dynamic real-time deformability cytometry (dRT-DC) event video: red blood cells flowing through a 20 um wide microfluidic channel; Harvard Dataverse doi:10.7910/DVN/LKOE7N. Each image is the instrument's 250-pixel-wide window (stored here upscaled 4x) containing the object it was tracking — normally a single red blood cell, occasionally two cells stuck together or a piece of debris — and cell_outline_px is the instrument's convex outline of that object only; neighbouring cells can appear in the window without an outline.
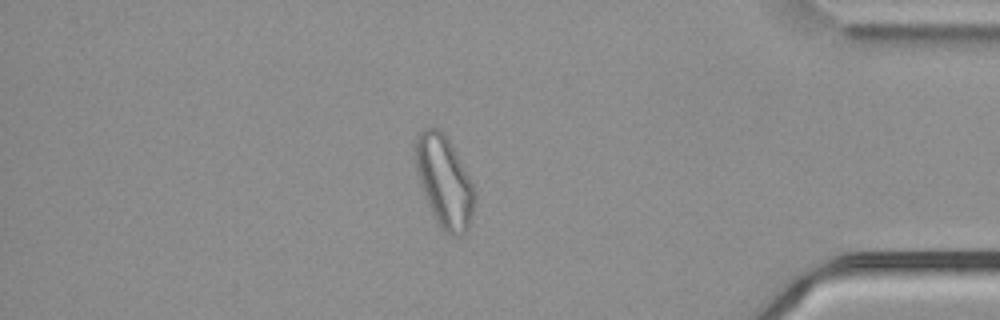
{"species": "common noctule bat (a hibernating species)", "species_latin": "Nyctalus noctula", "temperature_condition": "cold", "stored_images_in_passage": 57, "camera_frame_rate_fps": 3000, "um_per_image_px": 0.085, "animal": {"sex": "male", "body_mass_g": 21.5, "forearm_length_mm": 52.0}, "frame": {"image": 1, "passage_image": 49, "time_ms": 16.0, "image_size_px": [1000, 320], "cell_outline_px": [[476, 196], [472, 220], [468, 232], [460, 236], [452, 236], [444, 232], [440, 228], [428, 204], [416, 168], [412, 152], [412, 144], [416, 136], [424, 128], [436, 128], [444, 132], [468, 176], [472, 184]], "centroid_in_image_um": [37.75, 15.45], "position_along_channel_um": 397.5, "area_um2": 31.67}}